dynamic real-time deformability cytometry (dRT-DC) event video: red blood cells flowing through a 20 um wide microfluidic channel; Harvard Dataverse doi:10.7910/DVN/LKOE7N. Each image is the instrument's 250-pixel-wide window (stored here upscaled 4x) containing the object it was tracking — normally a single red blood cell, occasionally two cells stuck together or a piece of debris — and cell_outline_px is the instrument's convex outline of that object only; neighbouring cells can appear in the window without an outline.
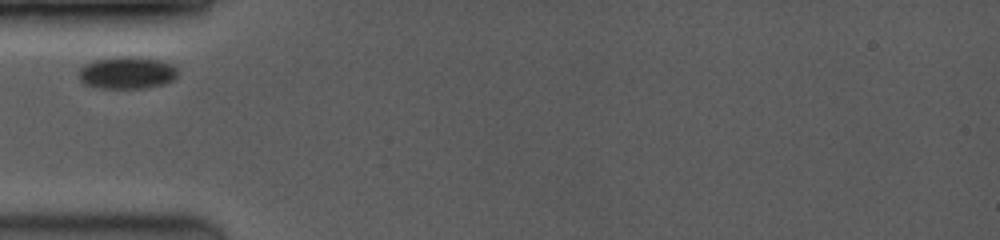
{"species": "common noctule bat (a hibernating species)", "species_latin": "Nyctalus noctula", "temperature_condition": "room temperature", "stored_images_in_passage": 7, "camera_frame_rate_fps": 3500, "um_per_image_px": 0.085, "animal": {"sex": "female", "body_mass_g": 19.0, "forearm_length_mm": 53.3}, "frame": {"image": 1, "passage_image": 1, "time_ms": 0.0, "image_size_px": [1000, 240], "cell_outline_px": [[180, 72], [172, 80], [164, 84], [148, 88], [100, 88], [84, 84], [80, 80], [76, 72], [84, 64], [92, 60], [116, 56], [136, 56], [160, 60], [176, 68]], "centroid_in_image_um": [10.75, 6.17], "position_along_channel_um": 74.3, "area_um2": 18.96}}
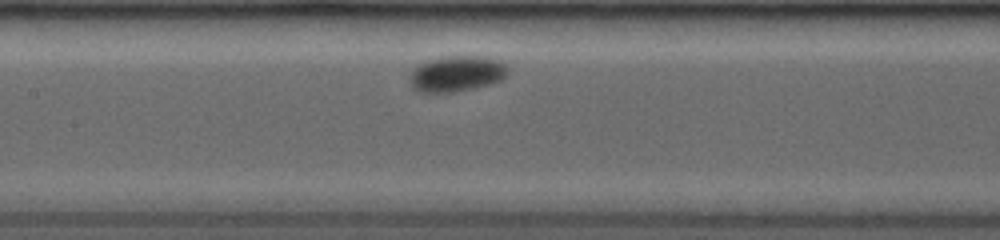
{"frame": {"image": 2, "passage_image": 5, "time_ms": 2.571, "image_size_px": [1000, 240], "cell_outline_px": [[508, 72], [500, 80], [488, 84], [456, 92], [420, 92], [412, 88], [408, 76], [412, 68], [416, 64], [428, 60], [444, 56], [488, 56], [500, 60], [508, 68]], "centroid_in_image_um": [38.76, 6.25], "position_along_channel_um": 168.6, "area_um2": 20.75}}
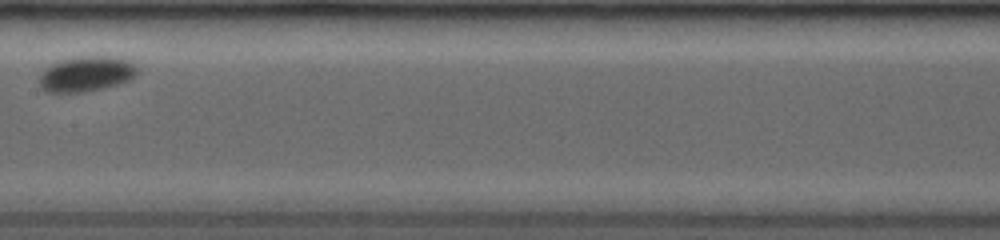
{"frame": {"image": 3, "passage_image": 6, "time_ms": 3.429, "image_size_px": [1000, 240], "cell_outline_px": [[140, 68], [132, 80], [120, 84], [84, 92], [48, 92], [40, 88], [40, 72], [44, 68], [60, 60], [76, 56], [120, 56], [132, 60]], "centroid_in_image_um": [7.41, 6.26], "position_along_channel_um": 200.0, "area_um2": 20.75}}